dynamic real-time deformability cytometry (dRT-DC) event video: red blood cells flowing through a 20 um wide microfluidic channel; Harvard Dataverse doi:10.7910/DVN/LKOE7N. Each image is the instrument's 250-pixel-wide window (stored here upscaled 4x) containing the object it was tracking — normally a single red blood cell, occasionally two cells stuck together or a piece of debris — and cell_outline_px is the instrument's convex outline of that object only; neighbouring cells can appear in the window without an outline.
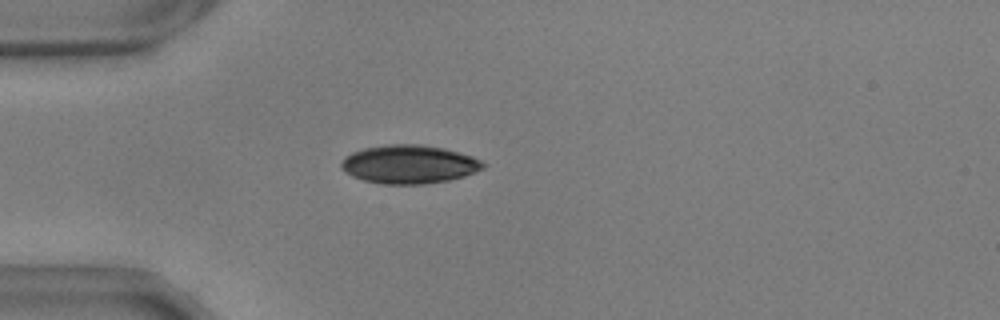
{"species": "common noctule bat (a hibernating species)", "species_latin": "Nyctalus noctula", "temperature_condition": "warm", "stored_images_in_passage": 40, "camera_frame_rate_fps": 3000, "um_per_image_px": 0.085, "animal": {"sex": "male", "body_mass_g": 17.9, "forearm_length_mm": 54.2}, "frame": {"image": 1, "passage_image": 6, "time_ms": 1.667, "image_size_px": [1000, 320], "cell_outline_px": [[488, 164], [484, 168], [476, 172], [464, 176], [448, 180], [424, 184], [380, 184], [364, 180], [352, 176], [344, 172], [340, 168], [340, 164], [344, 156], [352, 152], [364, 148], [388, 144], [420, 144], [444, 148], [472, 156]], "centroid_in_image_um": [34.76, 13.96], "position_along_channel_um": 50.2, "area_um2": 32.08}}
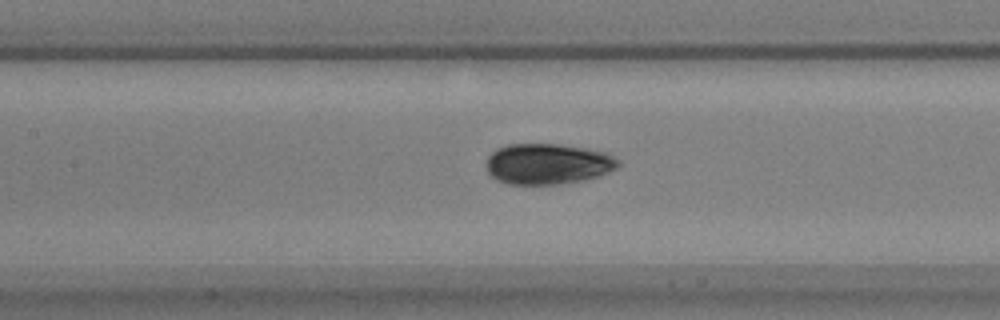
{"frame": {"image": 2, "passage_image": 16, "time_ms": 5.0, "image_size_px": [1000, 320], "cell_outline_px": [[620, 164], [616, 168], [600, 176], [584, 180], [560, 184], [508, 184], [496, 180], [488, 172], [488, 156], [496, 148], [508, 144], [560, 144], [584, 148], [604, 152], [620, 160]], "centroid_in_image_um": [46.57, 13.93], "position_along_channel_um": 160.8, "area_um2": 31.33}}
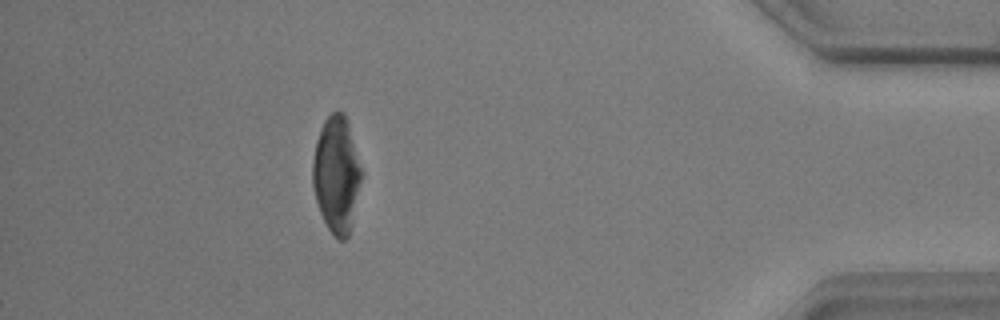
{"frame": {"image": 3, "passage_image": 40, "time_ms": 13.0, "image_size_px": [1000, 320], "cell_outline_px": [[360, 180], [352, 224], [348, 236], [344, 240], [340, 240], [328, 228], [320, 212], [316, 200], [312, 184], [312, 160], [316, 140], [320, 128], [324, 120], [332, 112], [344, 112], [348, 124], [360, 168]], "centroid_in_image_um": [28.56, 14.83], "position_along_channel_um": 406.6, "area_um2": 32.37}}